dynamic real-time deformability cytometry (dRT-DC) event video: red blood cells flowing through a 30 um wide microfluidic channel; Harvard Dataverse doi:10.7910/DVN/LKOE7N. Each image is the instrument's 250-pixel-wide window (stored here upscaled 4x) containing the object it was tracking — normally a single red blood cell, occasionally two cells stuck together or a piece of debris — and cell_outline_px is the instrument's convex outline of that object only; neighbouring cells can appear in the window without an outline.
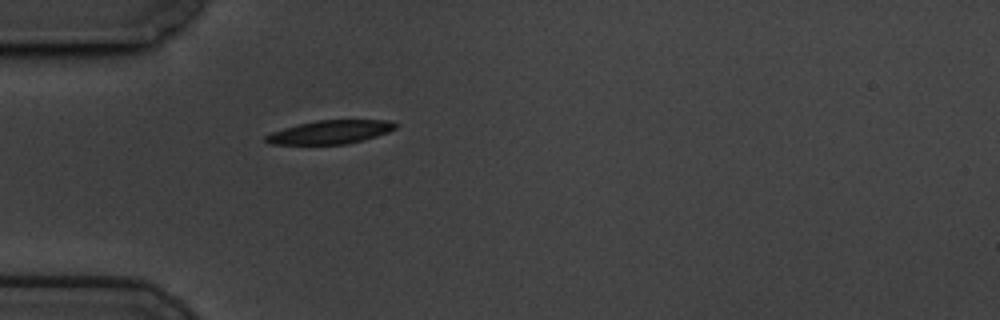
{"species": "common noctule bat (a hibernating species)", "species_latin": "Nyctalus noctula", "temperature_condition": "cold", "stored_images_in_passage": 42, "camera_frame_rate_fps": 3000, "um_per_image_px": 0.085, "animal": {"sex": "male", "body_mass_g": 19.5, "forearm_length_mm": 54.6}, "frame": {"image": 1, "passage_image": 1, "time_ms": 0.0, "image_size_px": [1000, 320], "cell_outline_px": [[396, 128], [388, 132], [376, 136], [348, 144], [272, 144], [264, 140], [264, 136], [272, 132], [284, 128], [316, 120], [392, 120], [396, 124]], "centroid_in_image_um": [28.08, 11.22], "position_along_channel_um": 56.9, "area_um2": 17.63}}
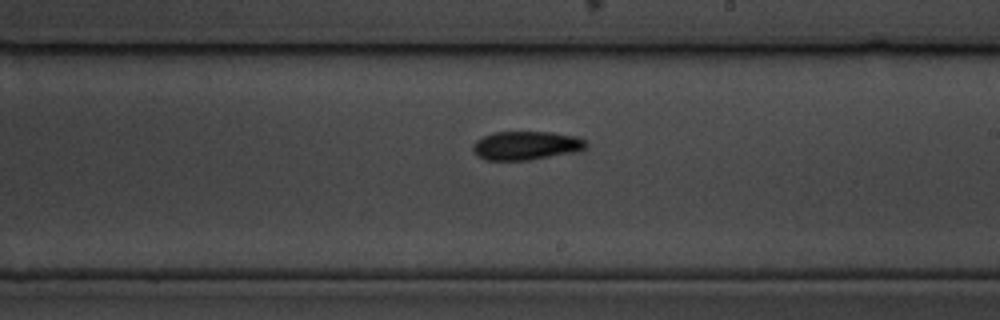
{"frame": {"image": 2, "passage_image": 18, "time_ms": 5.667, "image_size_px": [1000, 320], "cell_outline_px": [[588, 144], [584, 148], [572, 152], [532, 160], [484, 160], [476, 156], [472, 152], [472, 144], [476, 140], [492, 132], [552, 132], [572, 136], [584, 140]], "centroid_in_image_um": [44.62, 12.38], "position_along_channel_um": 244.4, "area_um2": 18.9}}
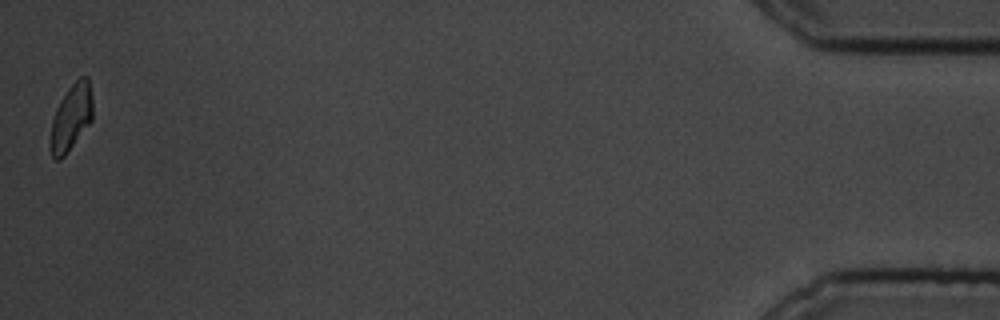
{"frame": {"image": 3, "passage_image": 42, "time_ms": 13.667, "image_size_px": [1000, 320], "cell_outline_px": [[92, 120], [64, 156], [60, 160], [56, 160], [52, 156], [52, 120], [56, 108], [60, 100], [68, 88], [80, 76], [88, 76], [92, 96]], "centroid_in_image_um": [6.08, 9.92], "position_along_channel_um": 429.1, "area_um2": 15.95}, "authors_computed_cell_mechanics": {"area_um2": 18.3515, "velocity_mm_per_s": 3.4207, "shape_relaxation_time_tau1_ms": 3.7742, "shape_relaxation_time_tau2_ms": 7.7665, "deformation_change_tau1": 0.1175, "deformation_change_tau2": 0.1256}}